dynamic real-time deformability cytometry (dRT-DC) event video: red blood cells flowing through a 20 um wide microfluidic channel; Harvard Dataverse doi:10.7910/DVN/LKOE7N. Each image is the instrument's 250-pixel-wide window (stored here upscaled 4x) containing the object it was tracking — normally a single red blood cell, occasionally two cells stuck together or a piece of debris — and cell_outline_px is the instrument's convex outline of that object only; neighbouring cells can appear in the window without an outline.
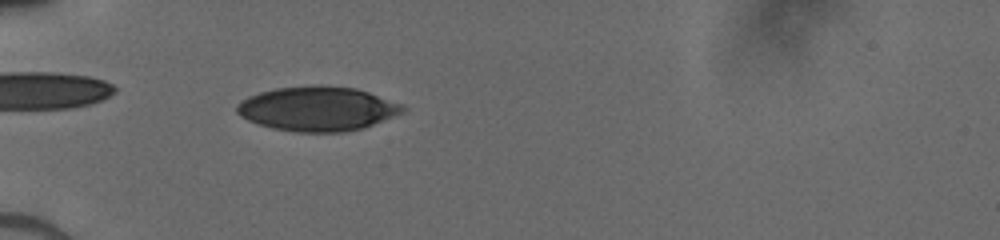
{"species": "human", "species_latin": "Homo sapiens", "temperature_condition": "cold", "stored_images_in_passage": 40, "camera_frame_rate_fps": 3000, "um_per_image_px": 0.085, "donor": {"sex": "male"}, "frame": {"image": 1, "passage_image": 7, "time_ms": 2.0, "image_size_px": [1000, 240], "cell_outline_px": [[408, 108], [404, 112], [364, 128], [344, 132], [296, 132], [272, 128], [248, 120], [240, 116], [236, 112], [236, 104], [240, 100], [248, 96], [260, 92], [276, 88], [320, 84], [356, 88], [404, 104]], "centroid_in_image_um": [27.0, 9.23], "position_along_channel_um": 58.0, "area_um2": 43.35}}
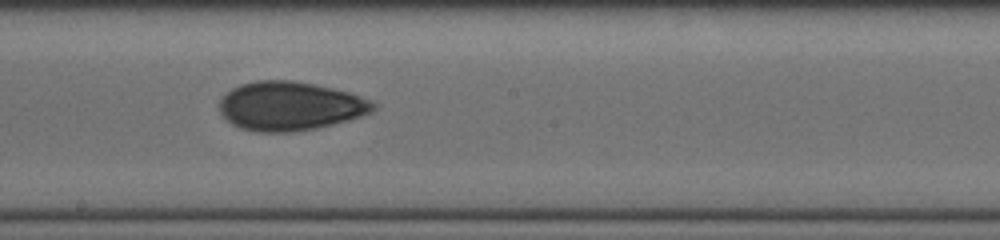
{"frame": {"image": 2, "passage_image": 20, "time_ms": 6.333, "image_size_px": [1000, 240], "cell_outline_px": [[376, 108], [372, 112], [348, 120], [316, 128], [288, 132], [260, 132], [240, 128], [232, 124], [220, 112], [220, 100], [232, 88], [240, 84], [256, 80], [292, 80], [332, 88], [348, 92], [360, 96], [376, 104]], "centroid_in_image_um": [24.64, 9.01], "position_along_channel_um": 223.6, "area_um2": 43.47}}
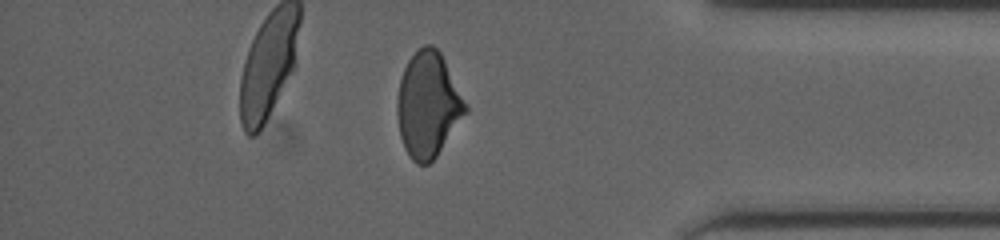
{"frame": {"image": 3, "passage_image": 34, "time_ms": 11.0, "image_size_px": [1000, 240], "cell_outline_px": [[468, 112], [436, 156], [428, 164], [416, 164], [412, 160], [404, 148], [400, 136], [396, 112], [396, 104], [400, 80], [404, 68], [408, 60], [424, 44], [432, 44], [440, 52], [468, 104]], "centroid_in_image_um": [36.39, 8.91], "position_along_channel_um": 398.8, "area_um2": 41.96}}